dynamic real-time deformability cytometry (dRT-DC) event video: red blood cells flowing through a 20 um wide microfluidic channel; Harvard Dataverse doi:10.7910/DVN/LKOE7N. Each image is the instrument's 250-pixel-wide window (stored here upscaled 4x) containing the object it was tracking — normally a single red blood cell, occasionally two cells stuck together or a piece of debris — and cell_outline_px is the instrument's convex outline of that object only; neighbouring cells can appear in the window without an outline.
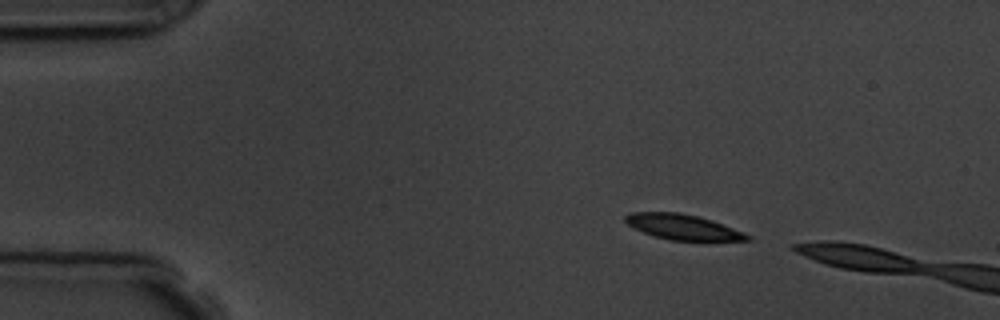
{"species": "common noctule bat (a hibernating species)", "species_latin": "Nyctalus noctula", "temperature_condition": "room temperature", "stored_images_in_passage": 2, "camera_frame_rate_fps": 3000, "um_per_image_px": 0.085, "animal": {"sex": "male", "body_mass_g": 19.5, "forearm_length_mm": 54.6}, "frame": {"image": 1, "passage_image": 1, "time_ms": 0.0, "image_size_px": [1000, 320], "cell_outline_px": [[752, 240], [704, 244], [668, 240], [644, 232], [628, 224], [624, 220], [624, 216], [628, 212], [680, 212], [712, 220], [744, 232], [752, 236]], "centroid_in_image_um": [58.18, 19.36], "position_along_channel_um": 26.8, "area_um2": 19.02}}